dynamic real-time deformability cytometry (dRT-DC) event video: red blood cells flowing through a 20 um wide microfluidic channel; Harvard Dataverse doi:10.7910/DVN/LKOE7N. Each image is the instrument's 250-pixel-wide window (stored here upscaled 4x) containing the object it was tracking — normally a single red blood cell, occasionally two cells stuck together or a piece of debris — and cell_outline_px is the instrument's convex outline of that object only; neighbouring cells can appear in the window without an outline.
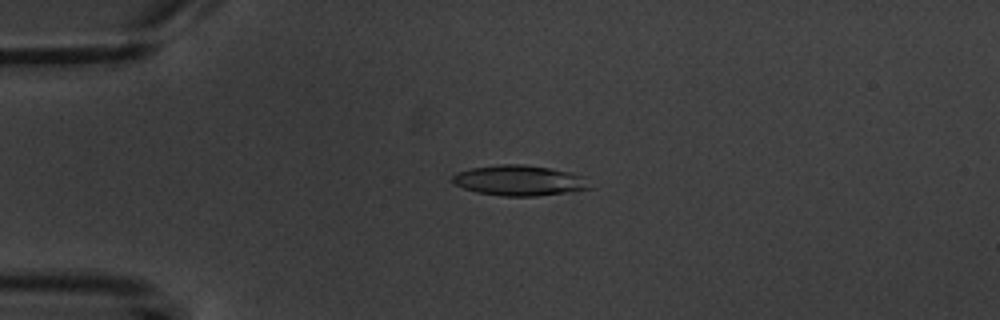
{"species": "common noctule bat (a hibernating species)", "species_latin": "Nyctalus noctula", "temperature_condition": "warm", "stored_images_in_passage": 5, "camera_frame_rate_fps": 3000, "um_per_image_px": 0.085, "animal": {"sex": "male", "body_mass_g": 20.1, "forearm_length_mm": 53.5}, "frame": {"image": 1, "passage_image": 3, "time_ms": 3.0, "image_size_px": [1000, 320], "cell_outline_px": [[596, 188], [568, 192], [536, 196], [504, 196], [476, 192], [452, 184], [452, 176], [456, 172], [472, 168], [500, 164], [524, 164], [548, 168], [568, 172], [580, 176]], "centroid_in_image_um": [44.12, 15.35], "position_along_channel_um": 40.9, "area_um2": 24.28}}